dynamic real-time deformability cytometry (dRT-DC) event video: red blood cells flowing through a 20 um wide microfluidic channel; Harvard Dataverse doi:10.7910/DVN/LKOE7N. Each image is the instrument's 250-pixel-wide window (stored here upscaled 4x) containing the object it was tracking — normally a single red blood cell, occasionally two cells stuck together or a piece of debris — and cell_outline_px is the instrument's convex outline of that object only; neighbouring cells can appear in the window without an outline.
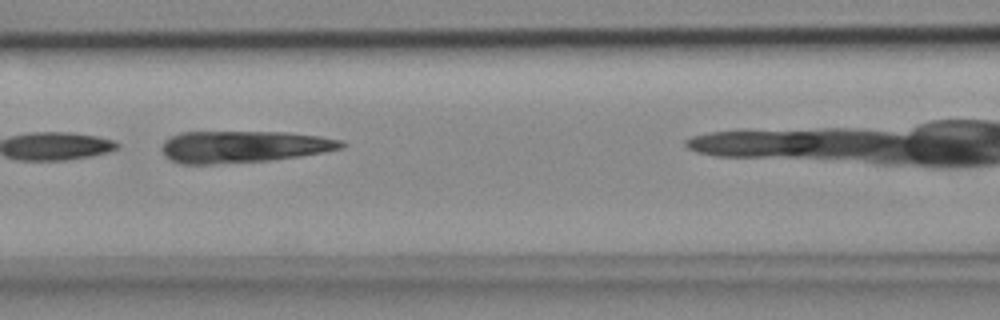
{"species": "common noctule bat (a hibernating species)", "species_latin": "Nyctalus noctula", "temperature_condition": "cold", "stored_images_in_passage": 4, "camera_frame_rate_fps": 3000, "um_per_image_px": 0.085, "animal": {"sex": "female", "body_mass_g": 18.4}, "frame": {"image": 1, "passage_image": 3, "time_ms": 0.667, "image_size_px": [1000, 320], "cell_outline_px": [[348, 144], [344, 148], [324, 152], [300, 156], [268, 160], [212, 164], [180, 164], [168, 160], [164, 156], [160, 148], [164, 140], [180, 132], [288, 132], [320, 136], [344, 140]], "centroid_in_image_um": [20.69, 12.46], "position_along_channel_um": 145.9, "area_um2": 33.7}}
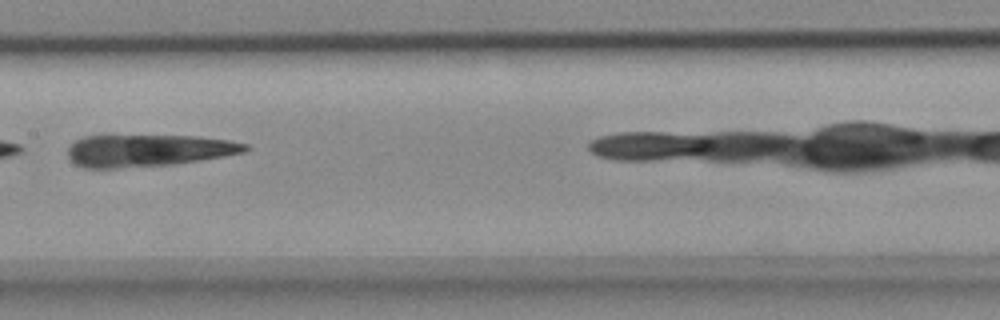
{"frame": {"image": 2, "passage_image": 4, "time_ms": 1.0, "image_size_px": [1000, 320], "cell_outline_px": [[252, 148], [244, 152], [224, 156], [172, 164], [116, 168], [84, 168], [76, 164], [68, 156], [68, 148], [76, 140], [84, 136], [104, 132], [112, 132], [196, 136], [228, 140], [248, 144]], "centroid_in_image_um": [12.52, 12.72], "position_along_channel_um": 194.9, "area_um2": 34.62}}